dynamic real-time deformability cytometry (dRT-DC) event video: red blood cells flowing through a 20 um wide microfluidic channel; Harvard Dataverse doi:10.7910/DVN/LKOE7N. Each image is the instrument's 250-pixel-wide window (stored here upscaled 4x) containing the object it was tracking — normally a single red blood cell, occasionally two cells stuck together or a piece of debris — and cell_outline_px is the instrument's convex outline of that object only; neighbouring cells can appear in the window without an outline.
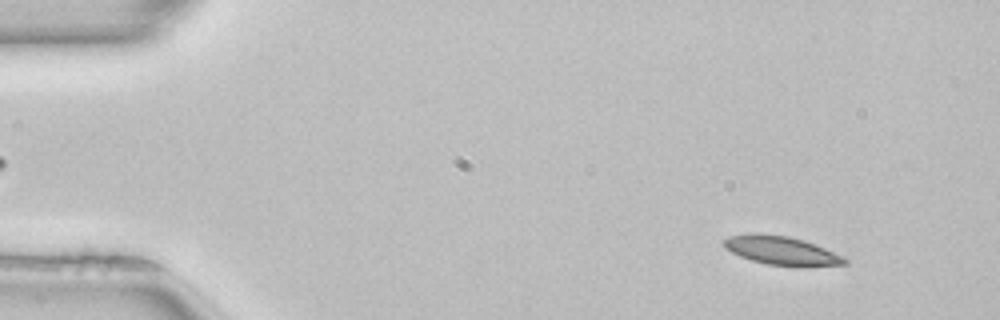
{"species": "common noctule bat (a hibernating species)", "species_latin": "Nyctalus noctula", "temperature_condition": "room temperature", "stored_images_in_passage": 51, "camera_frame_rate_fps": 3000, "um_per_image_px": 0.085, "animal": {"sex": "female", "body_mass_g": 22.7, "forearm_length_mm": 54.2}, "frame": {"image": 1, "passage_image": 5, "time_ms": 1.333, "image_size_px": [1000, 320], "cell_outline_px": [[848, 264], [804, 268], [800, 268], [768, 264], [752, 260], [740, 256], [724, 248], [724, 240], [728, 236], [756, 232], [788, 236], [804, 240], [824, 248], [848, 260]], "centroid_in_image_um": [66.43, 21.31], "position_along_channel_um": 18.6, "area_um2": 20.46}}
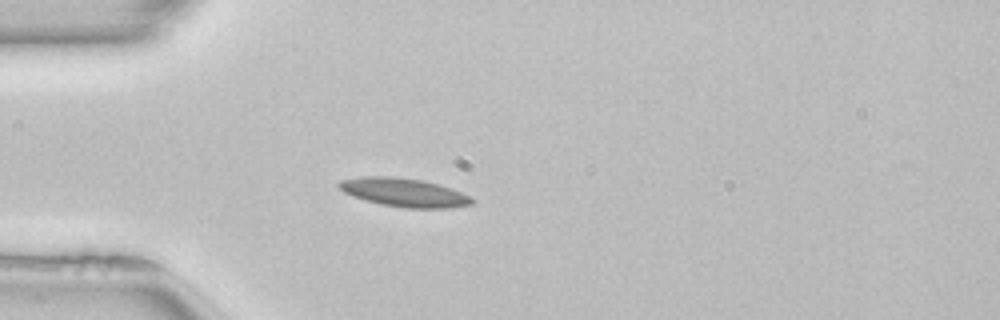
{"frame": {"image": 2, "passage_image": 14, "time_ms": 4.333, "image_size_px": [1000, 320], "cell_outline_px": [[476, 200], [472, 204], [448, 208], [404, 208], [380, 204], [364, 200], [352, 196], [344, 192], [336, 184], [340, 180], [360, 176], [396, 176], [420, 180], [436, 184], [472, 196]], "centroid_in_image_um": [34.31, 16.36], "position_along_channel_um": 50.7, "area_um2": 22.2}}
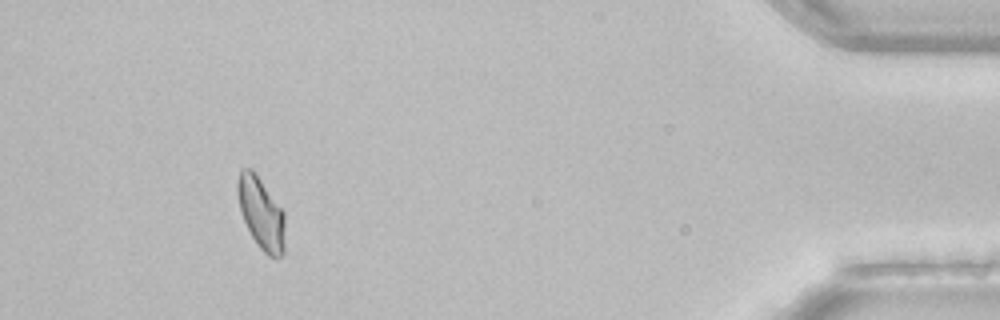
{"frame": {"image": 3, "passage_image": 47, "time_ms": 15.333, "image_size_px": [1000, 320], "cell_outline_px": [[284, 252], [276, 260], [268, 256], [260, 248], [252, 236], [240, 212], [236, 192], [236, 180], [240, 168], [252, 168], [284, 212]], "centroid_in_image_um": [22.17, 18.11], "position_along_channel_um": 413.0, "area_um2": 20.0}}